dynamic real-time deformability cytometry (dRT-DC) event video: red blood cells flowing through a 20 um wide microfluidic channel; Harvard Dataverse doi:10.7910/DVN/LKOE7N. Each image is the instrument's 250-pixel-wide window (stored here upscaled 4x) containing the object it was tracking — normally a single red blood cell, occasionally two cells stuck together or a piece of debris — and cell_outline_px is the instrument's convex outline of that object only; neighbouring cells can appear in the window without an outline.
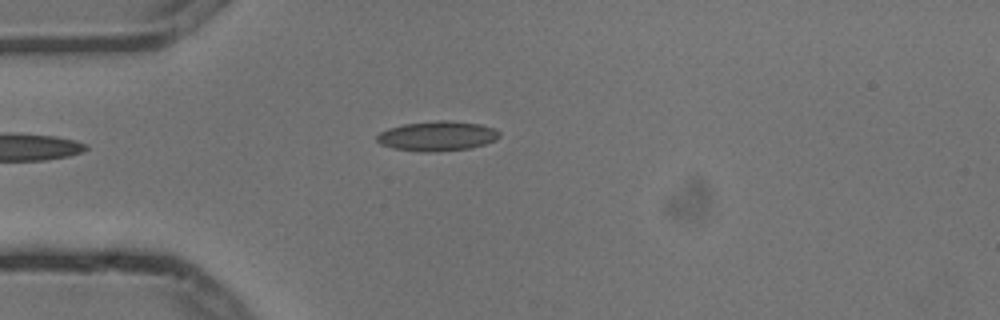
{"species": "common noctule bat (a hibernating species)", "species_latin": "Nyctalus noctula", "temperature_condition": "cold", "stored_images_in_passage": 1, "camera_frame_rate_fps": 3000, "um_per_image_px": 0.085, "animal": {"sex": "male", "body_mass_g": 13.3}, "frame": {"image": 1, "passage_image": 1, "time_ms": 0.0, "image_size_px": [1000, 320], "cell_outline_px": [[500, 136], [496, 140], [484, 144], [468, 148], [432, 152], [420, 152], [392, 148], [380, 144], [376, 140], [376, 136], [380, 132], [388, 128], [404, 124], [440, 120], [444, 120], [480, 124], [492, 128], [500, 132]], "centroid_in_image_um": [37.13, 11.57], "position_along_channel_um": 47.9, "area_um2": 21.15}}